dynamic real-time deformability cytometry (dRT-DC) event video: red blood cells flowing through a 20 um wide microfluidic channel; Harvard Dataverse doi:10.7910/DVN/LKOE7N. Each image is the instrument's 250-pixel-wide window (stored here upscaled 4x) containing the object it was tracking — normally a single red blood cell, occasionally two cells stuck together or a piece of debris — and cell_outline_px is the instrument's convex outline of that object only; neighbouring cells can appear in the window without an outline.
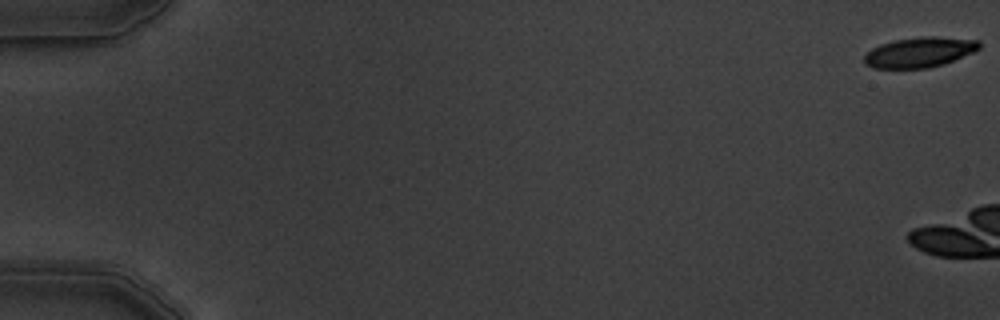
{"species": "common noctule bat (a hibernating species)", "species_latin": "Nyctalus noctula", "temperature_condition": "warm", "stored_images_in_passage": 3, "camera_frame_rate_fps": 3000, "um_per_image_px": 0.085, "animal": {"sex": "male", "body_mass_g": 19.5, "forearm_length_mm": 54.6}, "frame": {"image": 1, "passage_image": 1, "time_ms": 0.0, "image_size_px": [1000, 320], "cell_outline_px": [[980, 48], [972, 52], [944, 64], [928, 68], [872, 68], [864, 64], [864, 56], [872, 48], [880, 44], [896, 40], [924, 36], [932, 36], [980, 40]], "centroid_in_image_um": [78.14, 4.44], "position_along_channel_um": 6.9, "area_um2": 20.11}}